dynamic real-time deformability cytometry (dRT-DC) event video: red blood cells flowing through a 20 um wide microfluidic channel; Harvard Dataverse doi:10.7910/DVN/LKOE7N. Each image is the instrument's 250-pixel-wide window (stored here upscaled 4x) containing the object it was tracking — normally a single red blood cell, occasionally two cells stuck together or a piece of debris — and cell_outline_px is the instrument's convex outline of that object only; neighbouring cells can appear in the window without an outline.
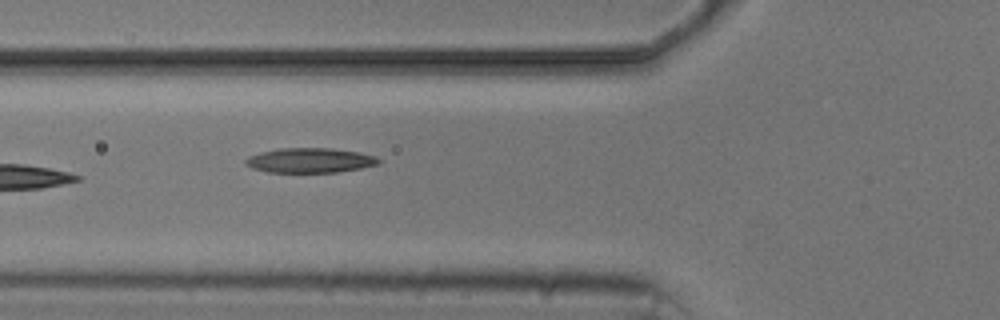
{"species": "common noctule bat (a hibernating species)", "species_latin": "Nyctalus noctula", "temperature_condition": "cold", "stored_images_in_passage": 6, "camera_frame_rate_fps": 3000, "um_per_image_px": 0.085, "animal": {"sex": "male", "body_mass_g": 20.5, "forearm_length_mm": 52.5}, "frame": {"image": 1, "passage_image": 6, "time_ms": 6.0, "image_size_px": [1000, 320], "cell_outline_px": [[380, 164], [340, 172], [268, 172], [252, 168], [244, 164], [244, 160], [248, 156], [260, 152], [280, 148], [332, 148], [360, 152], [376, 156], [380, 160]], "centroid_in_image_um": [26.35, 13.63], "position_along_channel_um": 99.5, "area_um2": 19.36}}